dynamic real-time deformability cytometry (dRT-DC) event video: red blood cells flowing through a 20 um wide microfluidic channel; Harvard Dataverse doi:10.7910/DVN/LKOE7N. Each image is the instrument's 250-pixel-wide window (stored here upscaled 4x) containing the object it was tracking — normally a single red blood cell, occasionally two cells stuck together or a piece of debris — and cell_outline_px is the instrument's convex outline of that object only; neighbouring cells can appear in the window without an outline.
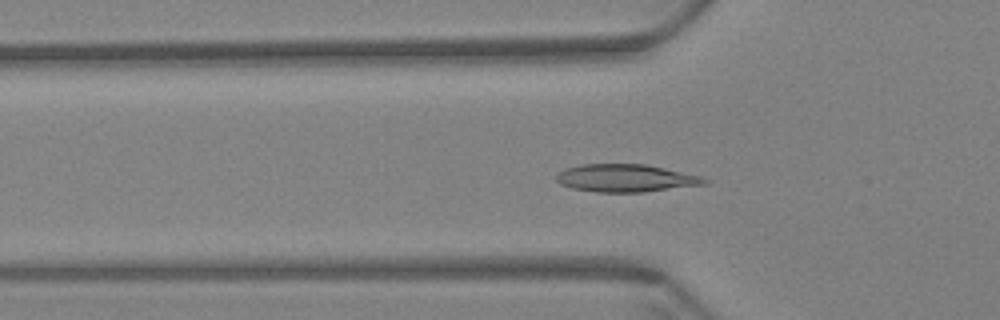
{"species": "Egyptian fruit bat (a non-hibernating species)", "species_latin": "Rousettus aegyptiacus", "temperature_condition": "warm", "stored_images_in_passage": 60, "camera_frame_rate_fps": 3000, "um_per_image_px": 0.085, "animal": {"sex": "female"}, "frame": {"image": 1, "passage_image": 20, "time_ms": 6.333, "image_size_px": [1000, 320], "cell_outline_px": [[712, 180], [708, 184], [644, 192], [596, 192], [572, 188], [560, 184], [556, 180], [556, 176], [564, 168], [580, 164], [644, 164], [664, 168], [700, 176]], "centroid_in_image_um": [53.2, 15.14], "position_along_channel_um": 72.6, "area_um2": 23.99}}
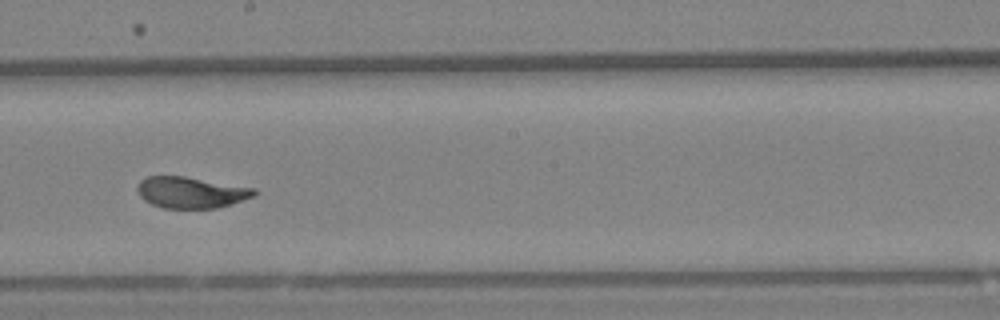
{"frame": {"image": 2, "passage_image": 34, "time_ms": 11.0, "image_size_px": [1000, 320], "cell_outline_px": [[260, 192], [256, 196], [216, 208], [164, 208], [152, 204], [144, 200], [140, 196], [136, 188], [140, 180], [148, 176], [184, 176], [256, 188]], "centroid_in_image_um": [16.26, 16.35], "position_along_channel_um": 231.9, "area_um2": 21.39}}
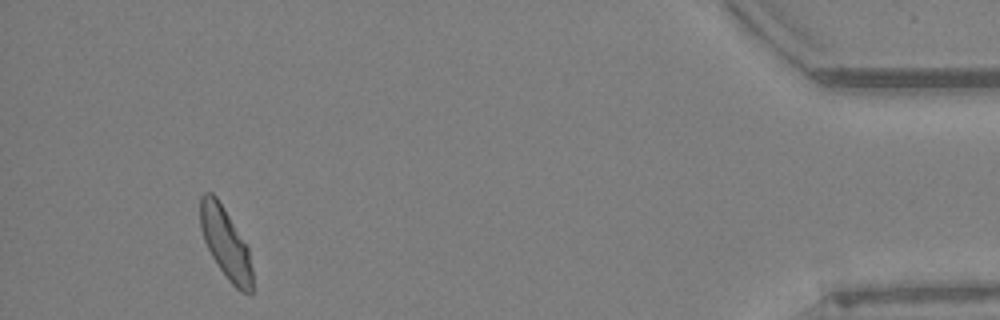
{"frame": {"image": 3, "passage_image": 56, "time_ms": 18.333, "image_size_px": [1000, 320], "cell_outline_px": [[252, 296], [248, 296], [240, 292], [228, 280], [212, 256], [204, 240], [200, 228], [200, 196], [204, 192], [212, 192], [216, 196], [248, 248], [252, 268]], "centroid_in_image_um": [19.18, 20.71], "position_along_channel_um": 416.0, "area_um2": 21.33}, "authors_computed_cell_mechanics": {"area_um2": 22.3108, "velocity_mm_per_s": 3.427, "shape_relaxation_time_tau1_ms": 3.6937, "shape_relaxation_time_tau2_ms": null, "deformation_change_tau1": 0.14, "deformation_change_tau2": null}}